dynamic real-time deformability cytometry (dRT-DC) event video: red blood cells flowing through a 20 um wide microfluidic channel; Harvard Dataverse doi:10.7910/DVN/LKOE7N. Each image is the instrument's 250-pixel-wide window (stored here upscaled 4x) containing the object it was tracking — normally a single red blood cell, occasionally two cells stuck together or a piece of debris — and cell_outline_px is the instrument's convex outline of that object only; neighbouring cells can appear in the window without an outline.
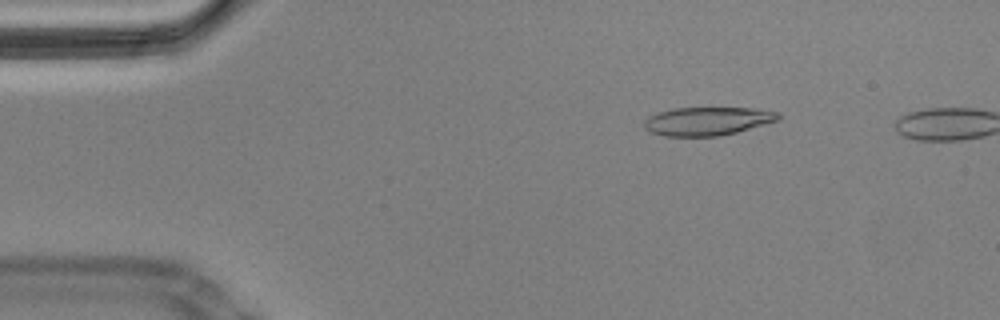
{"species": "Egyptian fruit bat (a non-hibernating species)", "species_latin": "Rousettus aegyptiacus", "temperature_condition": "cold", "stored_images_in_passage": 9, "camera_frame_rate_fps": 3000, "um_per_image_px": 0.085, "animal": {"sex": "male"}, "frame": {"image": 1, "passage_image": 8, "time_ms": 2.333, "image_size_px": [1000, 320], "cell_outline_px": [[780, 120], [736, 132], [720, 136], [664, 136], [648, 132], [644, 128], [644, 120], [648, 116], [660, 112], [676, 108], [752, 108], [780, 112]], "centroid_in_image_um": [60.13, 10.3], "position_along_channel_um": 24.9, "area_um2": 22.25}}